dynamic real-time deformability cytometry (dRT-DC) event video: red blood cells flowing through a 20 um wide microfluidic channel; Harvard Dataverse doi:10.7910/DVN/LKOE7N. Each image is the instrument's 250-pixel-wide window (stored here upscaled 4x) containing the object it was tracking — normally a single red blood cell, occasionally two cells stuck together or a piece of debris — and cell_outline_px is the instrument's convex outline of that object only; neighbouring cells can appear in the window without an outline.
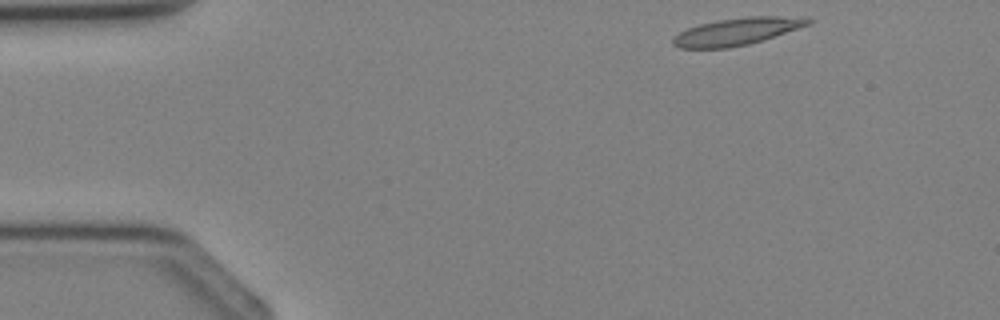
{"species": "Egyptian fruit bat (a non-hibernating species)", "species_latin": "Rousettus aegyptiacus", "temperature_condition": "cold", "stored_images_in_passage": 2, "camera_frame_rate_fps": 3000, "um_per_image_px": 0.085, "animal": {"sex": "female"}, "frame": {"image": 1, "passage_image": 1, "time_ms": 0.0, "image_size_px": [1000, 320], "cell_outline_px": [[816, 20], [812, 24], [748, 44], [728, 48], [680, 48], [672, 44], [672, 40], [680, 32], [688, 28], [700, 24], [720, 20], [748, 16], [804, 16]], "centroid_in_image_um": [62.72, 2.66], "position_along_channel_um": 22.3, "area_um2": 21.39}}